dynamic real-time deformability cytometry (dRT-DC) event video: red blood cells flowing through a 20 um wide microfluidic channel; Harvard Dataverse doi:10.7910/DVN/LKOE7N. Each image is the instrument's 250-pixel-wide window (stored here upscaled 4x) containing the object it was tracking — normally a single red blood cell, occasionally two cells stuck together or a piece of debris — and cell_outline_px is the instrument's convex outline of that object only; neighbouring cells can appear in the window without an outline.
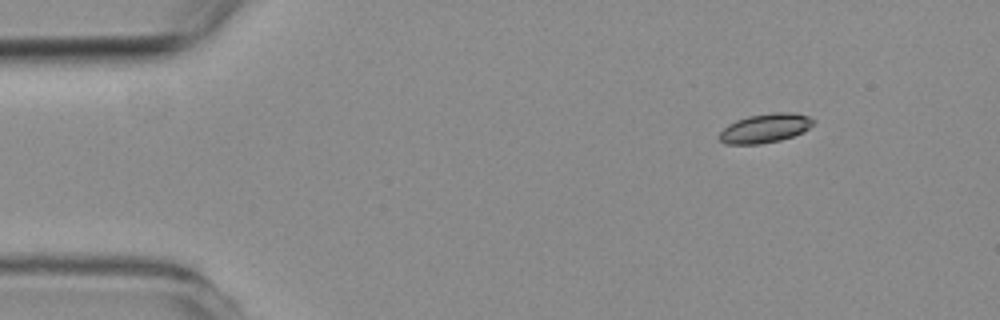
{"species": "common noctule bat (a hibernating species)", "species_latin": "Nyctalus noctula", "temperature_condition": "room temperature", "stored_images_in_passage": 2, "camera_frame_rate_fps": 3000, "um_per_image_px": 0.085, "animal": {"sex": "female", "body_mass_g": 19.3, "forearm_length_mm": 54.1}, "frame": {"image": 1, "passage_image": 1, "time_ms": 0.0, "image_size_px": [1000, 320], "cell_outline_px": [[816, 120], [808, 128], [792, 136], [780, 140], [760, 144], [724, 144], [720, 140], [720, 132], [728, 124], [736, 120], [748, 116], [772, 112], [796, 112], [808, 116]], "centroid_in_image_um": [65.03, 10.88], "position_along_channel_um": 20.0, "area_um2": 15.9}}